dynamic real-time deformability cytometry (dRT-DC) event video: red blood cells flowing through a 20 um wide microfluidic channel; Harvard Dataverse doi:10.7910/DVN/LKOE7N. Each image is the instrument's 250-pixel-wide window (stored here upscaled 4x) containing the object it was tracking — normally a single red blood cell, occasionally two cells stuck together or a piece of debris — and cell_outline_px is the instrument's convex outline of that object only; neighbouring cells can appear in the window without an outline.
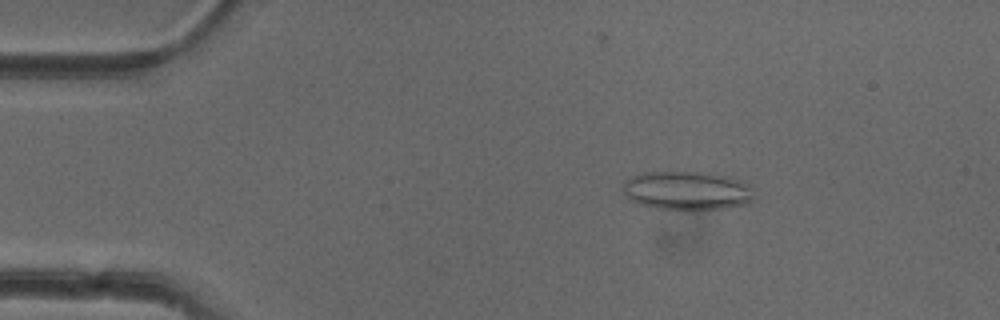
{"species": "common noctule bat (a hibernating species)", "species_latin": "Nyctalus noctula", "temperature_condition": "cold", "stored_images_in_passage": 51, "camera_frame_rate_fps": 3000, "um_per_image_px": 0.085, "animal": {"sex": "female"}, "frame": {"image": 1, "passage_image": 8, "time_ms": 2.333, "image_size_px": [1000, 320], "cell_outline_px": [[752, 200], [748, 204], [724, 208], [688, 212], [684, 212], [656, 208], [636, 204], [620, 188], [624, 180], [640, 172], [700, 172], [728, 176], [740, 180], [752, 188]], "centroid_in_image_um": [58.35, 16.23], "position_along_channel_um": 26.6, "area_um2": 30.4}}
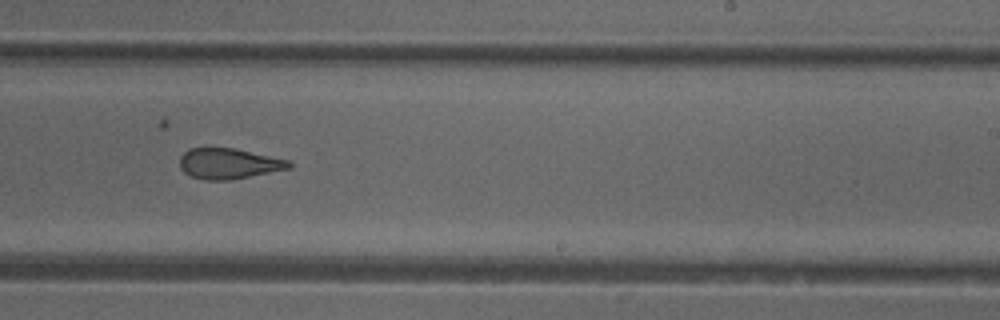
{"frame": {"image": 2, "passage_image": 31, "time_ms": 10.0, "image_size_px": [1000, 320], "cell_outline_px": [[292, 168], [228, 180], [204, 180], [192, 176], [184, 172], [180, 168], [180, 156], [188, 148], [204, 144], [232, 148], [292, 160]], "centroid_in_image_um": [19.4, 13.85], "position_along_channel_um": 269.6, "area_um2": 20.11}}
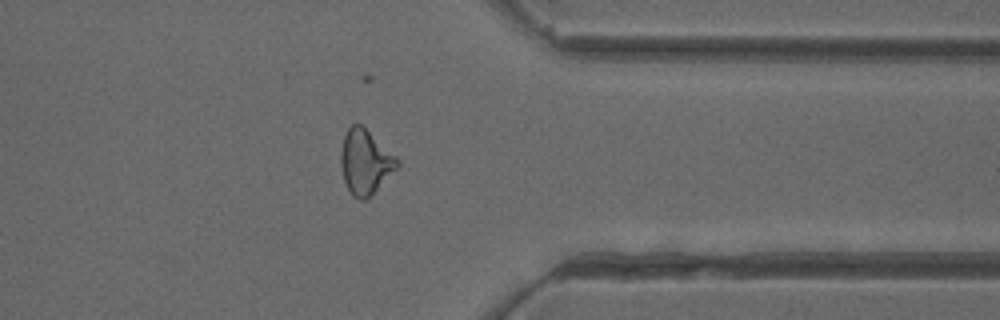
{"frame": {"image": 3, "passage_image": 40, "time_ms": 13.0, "image_size_px": [1000, 320], "cell_outline_px": [[400, 164], [364, 200], [360, 200], [352, 196], [344, 180], [340, 164], [340, 152], [344, 136], [348, 128], [352, 124], [360, 124], [396, 156], [400, 160]], "centroid_in_image_um": [31.01, 13.74], "position_along_channel_um": 380.4, "area_um2": 20.63}, "authors_computed_cell_mechanics": {"area_um2": 21.3282, "velocity_mm_per_s": 3.9932, "shape_relaxation_time_tau1_ms": null, "shape_relaxation_time_tau2_ms": 1.7739, "deformation_change_tau1": null, "deformation_change_tau2": 0.1027}}